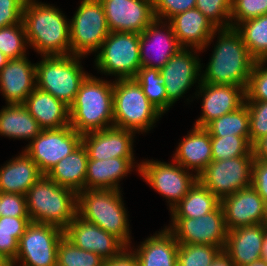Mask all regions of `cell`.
<instances>
[{
	"label": "cell",
	"mask_w": 267,
	"mask_h": 266,
	"mask_svg": "<svg viewBox=\"0 0 267 266\" xmlns=\"http://www.w3.org/2000/svg\"><path fill=\"white\" fill-rule=\"evenodd\" d=\"M22 21L29 46L41 56L71 55L69 21L59 8L26 0Z\"/></svg>",
	"instance_id": "cell-1"
},
{
	"label": "cell",
	"mask_w": 267,
	"mask_h": 266,
	"mask_svg": "<svg viewBox=\"0 0 267 266\" xmlns=\"http://www.w3.org/2000/svg\"><path fill=\"white\" fill-rule=\"evenodd\" d=\"M217 32V44L204 73H201V82L247 88L256 60L235 28H219Z\"/></svg>",
	"instance_id": "cell-2"
},
{
	"label": "cell",
	"mask_w": 267,
	"mask_h": 266,
	"mask_svg": "<svg viewBox=\"0 0 267 266\" xmlns=\"http://www.w3.org/2000/svg\"><path fill=\"white\" fill-rule=\"evenodd\" d=\"M69 114L70 126L81 135L113 126V82L88 74Z\"/></svg>",
	"instance_id": "cell-3"
},
{
	"label": "cell",
	"mask_w": 267,
	"mask_h": 266,
	"mask_svg": "<svg viewBox=\"0 0 267 266\" xmlns=\"http://www.w3.org/2000/svg\"><path fill=\"white\" fill-rule=\"evenodd\" d=\"M30 221L65 229L77 215V193L59 186L47 175L35 182L26 194Z\"/></svg>",
	"instance_id": "cell-4"
},
{
	"label": "cell",
	"mask_w": 267,
	"mask_h": 266,
	"mask_svg": "<svg viewBox=\"0 0 267 266\" xmlns=\"http://www.w3.org/2000/svg\"><path fill=\"white\" fill-rule=\"evenodd\" d=\"M121 190L85 189L77 193V215L130 246L129 220Z\"/></svg>",
	"instance_id": "cell-5"
},
{
	"label": "cell",
	"mask_w": 267,
	"mask_h": 266,
	"mask_svg": "<svg viewBox=\"0 0 267 266\" xmlns=\"http://www.w3.org/2000/svg\"><path fill=\"white\" fill-rule=\"evenodd\" d=\"M162 115L136 79L113 81V126L143 134L151 130Z\"/></svg>",
	"instance_id": "cell-6"
},
{
	"label": "cell",
	"mask_w": 267,
	"mask_h": 266,
	"mask_svg": "<svg viewBox=\"0 0 267 266\" xmlns=\"http://www.w3.org/2000/svg\"><path fill=\"white\" fill-rule=\"evenodd\" d=\"M81 56H42L36 63V87L50 93L70 107L80 85L88 75Z\"/></svg>",
	"instance_id": "cell-7"
},
{
	"label": "cell",
	"mask_w": 267,
	"mask_h": 266,
	"mask_svg": "<svg viewBox=\"0 0 267 266\" xmlns=\"http://www.w3.org/2000/svg\"><path fill=\"white\" fill-rule=\"evenodd\" d=\"M140 34L110 32L95 58V66L104 75L118 79H135L141 68Z\"/></svg>",
	"instance_id": "cell-8"
},
{
	"label": "cell",
	"mask_w": 267,
	"mask_h": 266,
	"mask_svg": "<svg viewBox=\"0 0 267 266\" xmlns=\"http://www.w3.org/2000/svg\"><path fill=\"white\" fill-rule=\"evenodd\" d=\"M71 55L86 57L99 51L110 31L99 0H82L70 19Z\"/></svg>",
	"instance_id": "cell-9"
},
{
	"label": "cell",
	"mask_w": 267,
	"mask_h": 266,
	"mask_svg": "<svg viewBox=\"0 0 267 266\" xmlns=\"http://www.w3.org/2000/svg\"><path fill=\"white\" fill-rule=\"evenodd\" d=\"M64 230L50 224L30 222L19 240L16 266H56L59 241Z\"/></svg>",
	"instance_id": "cell-10"
},
{
	"label": "cell",
	"mask_w": 267,
	"mask_h": 266,
	"mask_svg": "<svg viewBox=\"0 0 267 266\" xmlns=\"http://www.w3.org/2000/svg\"><path fill=\"white\" fill-rule=\"evenodd\" d=\"M253 156L211 161L198 175V181L220 201L237 191L251 186Z\"/></svg>",
	"instance_id": "cell-11"
},
{
	"label": "cell",
	"mask_w": 267,
	"mask_h": 266,
	"mask_svg": "<svg viewBox=\"0 0 267 266\" xmlns=\"http://www.w3.org/2000/svg\"><path fill=\"white\" fill-rule=\"evenodd\" d=\"M137 168L143 180L168 200L170 211L198 180L175 161L166 163L148 159L137 164Z\"/></svg>",
	"instance_id": "cell-12"
},
{
	"label": "cell",
	"mask_w": 267,
	"mask_h": 266,
	"mask_svg": "<svg viewBox=\"0 0 267 266\" xmlns=\"http://www.w3.org/2000/svg\"><path fill=\"white\" fill-rule=\"evenodd\" d=\"M171 222L165 227L179 244L213 245L224 249L228 230L221 204L202 217L171 218Z\"/></svg>",
	"instance_id": "cell-13"
},
{
	"label": "cell",
	"mask_w": 267,
	"mask_h": 266,
	"mask_svg": "<svg viewBox=\"0 0 267 266\" xmlns=\"http://www.w3.org/2000/svg\"><path fill=\"white\" fill-rule=\"evenodd\" d=\"M82 143V135L70 125L58 129H45L34 138L24 151L46 175L60 160Z\"/></svg>",
	"instance_id": "cell-14"
},
{
	"label": "cell",
	"mask_w": 267,
	"mask_h": 266,
	"mask_svg": "<svg viewBox=\"0 0 267 266\" xmlns=\"http://www.w3.org/2000/svg\"><path fill=\"white\" fill-rule=\"evenodd\" d=\"M198 52L201 50L182 47L160 69V75L165 81L167 98L172 104L183 97L197 80L198 84L201 83L202 65L196 54Z\"/></svg>",
	"instance_id": "cell-15"
},
{
	"label": "cell",
	"mask_w": 267,
	"mask_h": 266,
	"mask_svg": "<svg viewBox=\"0 0 267 266\" xmlns=\"http://www.w3.org/2000/svg\"><path fill=\"white\" fill-rule=\"evenodd\" d=\"M110 32L141 34L156 18L153 0H99Z\"/></svg>",
	"instance_id": "cell-16"
},
{
	"label": "cell",
	"mask_w": 267,
	"mask_h": 266,
	"mask_svg": "<svg viewBox=\"0 0 267 266\" xmlns=\"http://www.w3.org/2000/svg\"><path fill=\"white\" fill-rule=\"evenodd\" d=\"M64 236L80 249L94 252L108 260L120 254L127 245L117 236L78 215L64 229Z\"/></svg>",
	"instance_id": "cell-17"
},
{
	"label": "cell",
	"mask_w": 267,
	"mask_h": 266,
	"mask_svg": "<svg viewBox=\"0 0 267 266\" xmlns=\"http://www.w3.org/2000/svg\"><path fill=\"white\" fill-rule=\"evenodd\" d=\"M221 206L228 231L249 225L267 224L266 205L252 186L223 198Z\"/></svg>",
	"instance_id": "cell-18"
},
{
	"label": "cell",
	"mask_w": 267,
	"mask_h": 266,
	"mask_svg": "<svg viewBox=\"0 0 267 266\" xmlns=\"http://www.w3.org/2000/svg\"><path fill=\"white\" fill-rule=\"evenodd\" d=\"M196 97H202V115L194 126L205 127L212 120L233 112L245 104L246 88L225 84L200 83ZM198 93V94H197Z\"/></svg>",
	"instance_id": "cell-19"
},
{
	"label": "cell",
	"mask_w": 267,
	"mask_h": 266,
	"mask_svg": "<svg viewBox=\"0 0 267 266\" xmlns=\"http://www.w3.org/2000/svg\"><path fill=\"white\" fill-rule=\"evenodd\" d=\"M165 22L155 19L140 34L139 51L141 67L161 69L182 48L178 43L170 23L167 21V25ZM161 30L166 31L167 34ZM149 52H153L151 55H154L155 57H153L155 59H152V56L151 58L148 56L150 55Z\"/></svg>",
	"instance_id": "cell-20"
},
{
	"label": "cell",
	"mask_w": 267,
	"mask_h": 266,
	"mask_svg": "<svg viewBox=\"0 0 267 266\" xmlns=\"http://www.w3.org/2000/svg\"><path fill=\"white\" fill-rule=\"evenodd\" d=\"M134 131L111 126L82 135L88 159L134 158Z\"/></svg>",
	"instance_id": "cell-21"
},
{
	"label": "cell",
	"mask_w": 267,
	"mask_h": 266,
	"mask_svg": "<svg viewBox=\"0 0 267 266\" xmlns=\"http://www.w3.org/2000/svg\"><path fill=\"white\" fill-rule=\"evenodd\" d=\"M36 88V63L25 56L11 59L0 70V92L6 104H24Z\"/></svg>",
	"instance_id": "cell-22"
},
{
	"label": "cell",
	"mask_w": 267,
	"mask_h": 266,
	"mask_svg": "<svg viewBox=\"0 0 267 266\" xmlns=\"http://www.w3.org/2000/svg\"><path fill=\"white\" fill-rule=\"evenodd\" d=\"M168 22L178 43L185 48L188 46L203 52L217 35L218 28L196 7L171 17Z\"/></svg>",
	"instance_id": "cell-23"
},
{
	"label": "cell",
	"mask_w": 267,
	"mask_h": 266,
	"mask_svg": "<svg viewBox=\"0 0 267 266\" xmlns=\"http://www.w3.org/2000/svg\"><path fill=\"white\" fill-rule=\"evenodd\" d=\"M266 228L267 224H255L228 231L223 252L236 266L261 260Z\"/></svg>",
	"instance_id": "cell-24"
},
{
	"label": "cell",
	"mask_w": 267,
	"mask_h": 266,
	"mask_svg": "<svg viewBox=\"0 0 267 266\" xmlns=\"http://www.w3.org/2000/svg\"><path fill=\"white\" fill-rule=\"evenodd\" d=\"M173 161L198 175L212 161L211 137L204 127L193 129L179 142Z\"/></svg>",
	"instance_id": "cell-25"
},
{
	"label": "cell",
	"mask_w": 267,
	"mask_h": 266,
	"mask_svg": "<svg viewBox=\"0 0 267 266\" xmlns=\"http://www.w3.org/2000/svg\"><path fill=\"white\" fill-rule=\"evenodd\" d=\"M24 106L43 130L70 125L69 106L37 87L26 98Z\"/></svg>",
	"instance_id": "cell-26"
},
{
	"label": "cell",
	"mask_w": 267,
	"mask_h": 266,
	"mask_svg": "<svg viewBox=\"0 0 267 266\" xmlns=\"http://www.w3.org/2000/svg\"><path fill=\"white\" fill-rule=\"evenodd\" d=\"M0 167V192L26 195L43 174L23 150Z\"/></svg>",
	"instance_id": "cell-27"
},
{
	"label": "cell",
	"mask_w": 267,
	"mask_h": 266,
	"mask_svg": "<svg viewBox=\"0 0 267 266\" xmlns=\"http://www.w3.org/2000/svg\"><path fill=\"white\" fill-rule=\"evenodd\" d=\"M135 158L88 159L85 189L120 190L121 179L130 173Z\"/></svg>",
	"instance_id": "cell-28"
},
{
	"label": "cell",
	"mask_w": 267,
	"mask_h": 266,
	"mask_svg": "<svg viewBox=\"0 0 267 266\" xmlns=\"http://www.w3.org/2000/svg\"><path fill=\"white\" fill-rule=\"evenodd\" d=\"M178 246L174 235L165 227L141 242L133 252L139 266H177Z\"/></svg>",
	"instance_id": "cell-29"
},
{
	"label": "cell",
	"mask_w": 267,
	"mask_h": 266,
	"mask_svg": "<svg viewBox=\"0 0 267 266\" xmlns=\"http://www.w3.org/2000/svg\"><path fill=\"white\" fill-rule=\"evenodd\" d=\"M88 153L81 143L72 153L60 160L46 175L59 186L76 193L85 190Z\"/></svg>",
	"instance_id": "cell-30"
},
{
	"label": "cell",
	"mask_w": 267,
	"mask_h": 266,
	"mask_svg": "<svg viewBox=\"0 0 267 266\" xmlns=\"http://www.w3.org/2000/svg\"><path fill=\"white\" fill-rule=\"evenodd\" d=\"M0 110V135L14 139L36 138L42 128L24 104H7Z\"/></svg>",
	"instance_id": "cell-31"
},
{
	"label": "cell",
	"mask_w": 267,
	"mask_h": 266,
	"mask_svg": "<svg viewBox=\"0 0 267 266\" xmlns=\"http://www.w3.org/2000/svg\"><path fill=\"white\" fill-rule=\"evenodd\" d=\"M220 204L221 201L197 180L170 212L172 218H198L214 211Z\"/></svg>",
	"instance_id": "cell-32"
},
{
	"label": "cell",
	"mask_w": 267,
	"mask_h": 266,
	"mask_svg": "<svg viewBox=\"0 0 267 266\" xmlns=\"http://www.w3.org/2000/svg\"><path fill=\"white\" fill-rule=\"evenodd\" d=\"M235 29L256 61L267 60V14L240 22Z\"/></svg>",
	"instance_id": "cell-33"
},
{
	"label": "cell",
	"mask_w": 267,
	"mask_h": 266,
	"mask_svg": "<svg viewBox=\"0 0 267 266\" xmlns=\"http://www.w3.org/2000/svg\"><path fill=\"white\" fill-rule=\"evenodd\" d=\"M204 128L210 137L250 136L249 110L246 103L237 110L212 120Z\"/></svg>",
	"instance_id": "cell-34"
},
{
	"label": "cell",
	"mask_w": 267,
	"mask_h": 266,
	"mask_svg": "<svg viewBox=\"0 0 267 266\" xmlns=\"http://www.w3.org/2000/svg\"><path fill=\"white\" fill-rule=\"evenodd\" d=\"M141 85L147 99L162 113H166L173 104L168 100L165 81L160 69L141 67L135 77Z\"/></svg>",
	"instance_id": "cell-35"
},
{
	"label": "cell",
	"mask_w": 267,
	"mask_h": 266,
	"mask_svg": "<svg viewBox=\"0 0 267 266\" xmlns=\"http://www.w3.org/2000/svg\"><path fill=\"white\" fill-rule=\"evenodd\" d=\"M212 161H221L238 156H253L250 136L211 137Z\"/></svg>",
	"instance_id": "cell-36"
},
{
	"label": "cell",
	"mask_w": 267,
	"mask_h": 266,
	"mask_svg": "<svg viewBox=\"0 0 267 266\" xmlns=\"http://www.w3.org/2000/svg\"><path fill=\"white\" fill-rule=\"evenodd\" d=\"M104 259L75 246L65 236L59 241L56 266H103Z\"/></svg>",
	"instance_id": "cell-37"
},
{
	"label": "cell",
	"mask_w": 267,
	"mask_h": 266,
	"mask_svg": "<svg viewBox=\"0 0 267 266\" xmlns=\"http://www.w3.org/2000/svg\"><path fill=\"white\" fill-rule=\"evenodd\" d=\"M222 252L213 245L179 244L177 266H210Z\"/></svg>",
	"instance_id": "cell-38"
},
{
	"label": "cell",
	"mask_w": 267,
	"mask_h": 266,
	"mask_svg": "<svg viewBox=\"0 0 267 266\" xmlns=\"http://www.w3.org/2000/svg\"><path fill=\"white\" fill-rule=\"evenodd\" d=\"M27 44L23 21L0 28V51L10 60L25 57Z\"/></svg>",
	"instance_id": "cell-39"
},
{
	"label": "cell",
	"mask_w": 267,
	"mask_h": 266,
	"mask_svg": "<svg viewBox=\"0 0 267 266\" xmlns=\"http://www.w3.org/2000/svg\"><path fill=\"white\" fill-rule=\"evenodd\" d=\"M195 7L218 29L231 27L232 0H196Z\"/></svg>",
	"instance_id": "cell-40"
},
{
	"label": "cell",
	"mask_w": 267,
	"mask_h": 266,
	"mask_svg": "<svg viewBox=\"0 0 267 266\" xmlns=\"http://www.w3.org/2000/svg\"><path fill=\"white\" fill-rule=\"evenodd\" d=\"M264 14H267V0H232L231 27Z\"/></svg>",
	"instance_id": "cell-41"
},
{
	"label": "cell",
	"mask_w": 267,
	"mask_h": 266,
	"mask_svg": "<svg viewBox=\"0 0 267 266\" xmlns=\"http://www.w3.org/2000/svg\"><path fill=\"white\" fill-rule=\"evenodd\" d=\"M266 63L267 60L255 62L246 88L245 101H267Z\"/></svg>",
	"instance_id": "cell-42"
},
{
	"label": "cell",
	"mask_w": 267,
	"mask_h": 266,
	"mask_svg": "<svg viewBox=\"0 0 267 266\" xmlns=\"http://www.w3.org/2000/svg\"><path fill=\"white\" fill-rule=\"evenodd\" d=\"M249 110L250 144L267 135V101H245Z\"/></svg>",
	"instance_id": "cell-43"
},
{
	"label": "cell",
	"mask_w": 267,
	"mask_h": 266,
	"mask_svg": "<svg viewBox=\"0 0 267 266\" xmlns=\"http://www.w3.org/2000/svg\"><path fill=\"white\" fill-rule=\"evenodd\" d=\"M196 0H153L156 19L169 20L171 17L195 8Z\"/></svg>",
	"instance_id": "cell-44"
},
{
	"label": "cell",
	"mask_w": 267,
	"mask_h": 266,
	"mask_svg": "<svg viewBox=\"0 0 267 266\" xmlns=\"http://www.w3.org/2000/svg\"><path fill=\"white\" fill-rule=\"evenodd\" d=\"M1 216L29 217L26 195L0 192Z\"/></svg>",
	"instance_id": "cell-45"
},
{
	"label": "cell",
	"mask_w": 267,
	"mask_h": 266,
	"mask_svg": "<svg viewBox=\"0 0 267 266\" xmlns=\"http://www.w3.org/2000/svg\"><path fill=\"white\" fill-rule=\"evenodd\" d=\"M26 0H0V28L19 24Z\"/></svg>",
	"instance_id": "cell-46"
},
{
	"label": "cell",
	"mask_w": 267,
	"mask_h": 266,
	"mask_svg": "<svg viewBox=\"0 0 267 266\" xmlns=\"http://www.w3.org/2000/svg\"><path fill=\"white\" fill-rule=\"evenodd\" d=\"M24 232L0 230V254L11 263L17 256L19 240Z\"/></svg>",
	"instance_id": "cell-47"
},
{
	"label": "cell",
	"mask_w": 267,
	"mask_h": 266,
	"mask_svg": "<svg viewBox=\"0 0 267 266\" xmlns=\"http://www.w3.org/2000/svg\"><path fill=\"white\" fill-rule=\"evenodd\" d=\"M251 186L263 198L267 208V162L254 160Z\"/></svg>",
	"instance_id": "cell-48"
},
{
	"label": "cell",
	"mask_w": 267,
	"mask_h": 266,
	"mask_svg": "<svg viewBox=\"0 0 267 266\" xmlns=\"http://www.w3.org/2000/svg\"><path fill=\"white\" fill-rule=\"evenodd\" d=\"M103 266H139V263L131 246H127L117 256L104 260Z\"/></svg>",
	"instance_id": "cell-49"
},
{
	"label": "cell",
	"mask_w": 267,
	"mask_h": 266,
	"mask_svg": "<svg viewBox=\"0 0 267 266\" xmlns=\"http://www.w3.org/2000/svg\"><path fill=\"white\" fill-rule=\"evenodd\" d=\"M29 217H0V230L25 231L30 223Z\"/></svg>",
	"instance_id": "cell-50"
},
{
	"label": "cell",
	"mask_w": 267,
	"mask_h": 266,
	"mask_svg": "<svg viewBox=\"0 0 267 266\" xmlns=\"http://www.w3.org/2000/svg\"><path fill=\"white\" fill-rule=\"evenodd\" d=\"M252 152L254 160L267 162V135L258 139L252 145Z\"/></svg>",
	"instance_id": "cell-51"
},
{
	"label": "cell",
	"mask_w": 267,
	"mask_h": 266,
	"mask_svg": "<svg viewBox=\"0 0 267 266\" xmlns=\"http://www.w3.org/2000/svg\"><path fill=\"white\" fill-rule=\"evenodd\" d=\"M210 266H236L231 262L230 258L222 252L212 263Z\"/></svg>",
	"instance_id": "cell-52"
},
{
	"label": "cell",
	"mask_w": 267,
	"mask_h": 266,
	"mask_svg": "<svg viewBox=\"0 0 267 266\" xmlns=\"http://www.w3.org/2000/svg\"><path fill=\"white\" fill-rule=\"evenodd\" d=\"M261 260H264L267 262V228L265 229V235L263 237Z\"/></svg>",
	"instance_id": "cell-53"
},
{
	"label": "cell",
	"mask_w": 267,
	"mask_h": 266,
	"mask_svg": "<svg viewBox=\"0 0 267 266\" xmlns=\"http://www.w3.org/2000/svg\"><path fill=\"white\" fill-rule=\"evenodd\" d=\"M9 58H7L1 51H0V70L9 62Z\"/></svg>",
	"instance_id": "cell-54"
},
{
	"label": "cell",
	"mask_w": 267,
	"mask_h": 266,
	"mask_svg": "<svg viewBox=\"0 0 267 266\" xmlns=\"http://www.w3.org/2000/svg\"><path fill=\"white\" fill-rule=\"evenodd\" d=\"M0 266H12L11 262L0 254Z\"/></svg>",
	"instance_id": "cell-55"
},
{
	"label": "cell",
	"mask_w": 267,
	"mask_h": 266,
	"mask_svg": "<svg viewBox=\"0 0 267 266\" xmlns=\"http://www.w3.org/2000/svg\"><path fill=\"white\" fill-rule=\"evenodd\" d=\"M244 266H267V262L264 260H258V261H255L253 263H250Z\"/></svg>",
	"instance_id": "cell-56"
}]
</instances>
